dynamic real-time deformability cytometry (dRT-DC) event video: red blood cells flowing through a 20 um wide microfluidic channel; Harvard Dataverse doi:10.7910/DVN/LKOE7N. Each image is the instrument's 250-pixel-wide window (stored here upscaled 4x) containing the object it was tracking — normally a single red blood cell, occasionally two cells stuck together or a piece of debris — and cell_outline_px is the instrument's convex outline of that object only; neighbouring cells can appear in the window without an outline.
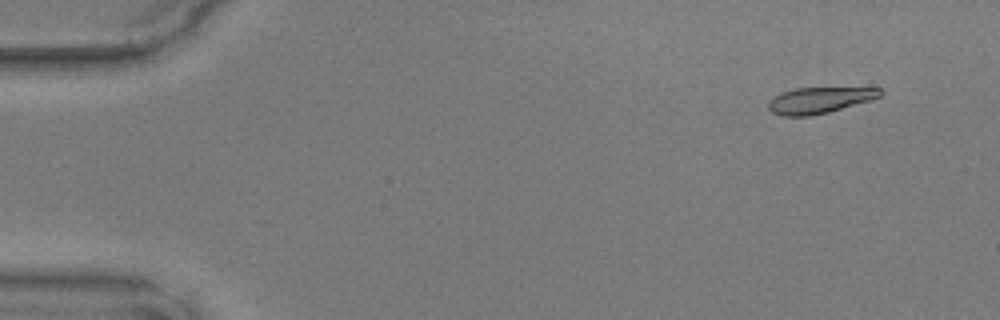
{"species": "common noctule bat (a hibernating species)", "species_latin": "Nyctalus noctula", "temperature_condition": "warm", "stored_images_in_passage": 47, "camera_frame_rate_fps": 3000, "um_per_image_px": 0.085, "animal": {"sex": "male", "body_mass_g": 17.9, "forearm_length_mm": 54.2}, "frame": {"image": 1, "passage_image": 3, "time_ms": 0.667, "image_size_px": [1000, 320], "cell_outline_px": [[884, 92], [880, 96], [872, 100], [828, 112], [808, 116], [780, 116], [772, 112], [768, 108], [768, 100], [780, 92], [796, 88], [884, 88]], "centroid_in_image_um": [69.64, 8.52], "position_along_channel_um": 15.4, "area_um2": 17.11}}
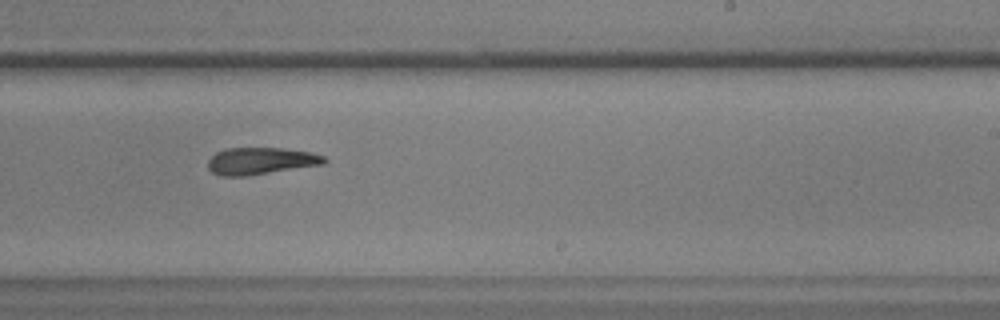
{"frame": {"image": 2, "passage_image": 29, "time_ms": 9.333, "image_size_px": [1000, 320], "cell_outline_px": [[328, 160], [324, 164], [244, 176], [220, 176], [212, 172], [208, 168], [208, 160], [216, 152], [224, 148], [280, 148], [312, 152], [324, 156]], "centroid_in_image_um": [22.15, 13.67], "position_along_channel_um": 266.9, "area_um2": 18.26}}
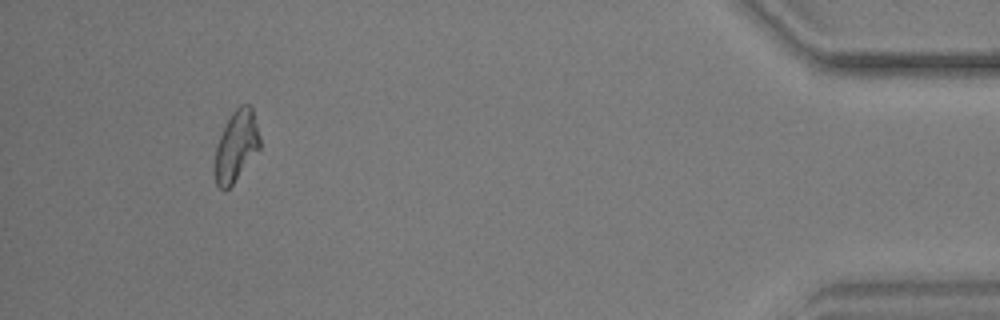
{"frame": {"image": 3, "passage_image": 44, "time_ms": 14.333, "image_size_px": [1000, 320], "cell_outline_px": [[260, 148], [232, 184], [224, 192], [216, 184], [216, 144], [232, 112], [240, 104], [248, 104], [252, 108], [260, 136]], "centroid_in_image_um": [20.1, 12.39], "position_along_channel_um": 415.1, "area_um2": 18.15}}